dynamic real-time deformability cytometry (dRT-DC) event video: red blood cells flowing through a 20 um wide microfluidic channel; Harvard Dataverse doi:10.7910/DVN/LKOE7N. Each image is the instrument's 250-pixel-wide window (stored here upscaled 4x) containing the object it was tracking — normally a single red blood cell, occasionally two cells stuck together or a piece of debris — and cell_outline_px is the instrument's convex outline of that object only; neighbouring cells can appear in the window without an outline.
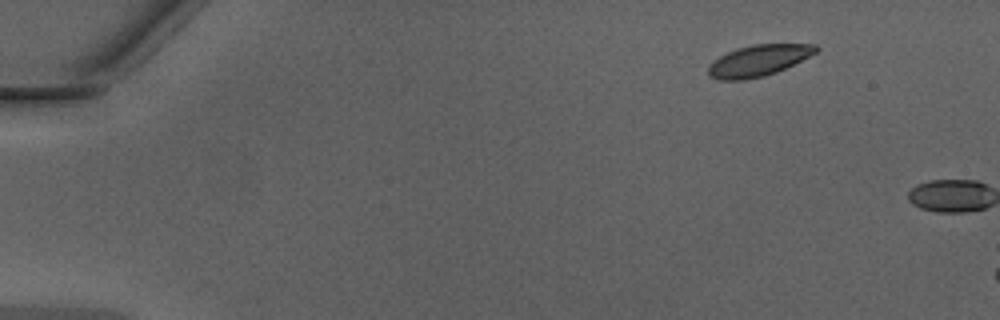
{"species": "Egyptian fruit bat (a non-hibernating species)", "species_latin": "Rousettus aegyptiacus", "temperature_condition": "warm", "stored_images_in_passage": 2, "camera_frame_rate_fps": 3000, "um_per_image_px": 0.085, "animal": {"sex": "male"}, "frame": {"image": 1, "passage_image": 1, "time_ms": 0.0, "image_size_px": [1000, 320], "cell_outline_px": [[820, 48], [816, 52], [776, 72], [764, 76], [744, 80], [716, 80], [708, 76], [708, 64], [720, 56], [736, 48], [752, 44], [816, 44]], "centroid_in_image_um": [64.41, 5.15], "position_along_channel_um": 20.6, "area_um2": 19.54}}